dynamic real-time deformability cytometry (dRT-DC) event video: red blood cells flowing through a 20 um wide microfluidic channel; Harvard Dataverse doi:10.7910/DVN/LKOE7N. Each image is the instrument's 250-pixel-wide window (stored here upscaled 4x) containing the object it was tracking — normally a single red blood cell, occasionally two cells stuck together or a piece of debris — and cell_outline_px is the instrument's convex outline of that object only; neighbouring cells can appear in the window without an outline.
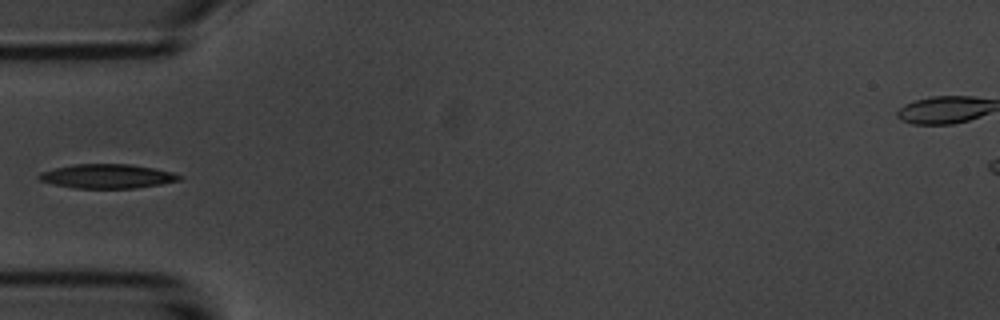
{"species": "common noctule bat (a hibernating species)", "species_latin": "Nyctalus noctula", "temperature_condition": "room temperature", "stored_images_in_passage": 6, "camera_frame_rate_fps": 3000, "um_per_image_px": 0.085, "animal": {"sex": "male", "body_mass_g": 20.1, "forearm_length_mm": 53.5}, "frame": {"image": 1, "passage_image": 6, "time_ms": 6.667, "image_size_px": [1000, 320], "cell_outline_px": [[184, 176], [180, 180], [160, 184], [136, 188], [76, 188], [56, 184], [40, 180], [36, 176], [40, 172], [52, 168], [72, 164], [132, 164], [172, 172]], "centroid_in_image_um": [9.11, 14.97], "position_along_channel_um": 75.9, "area_um2": 19.77}}